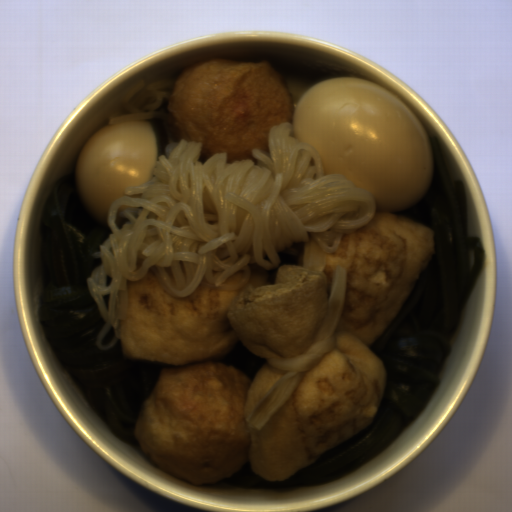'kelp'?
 <instances>
[{
	"mask_svg": "<svg viewBox=\"0 0 512 512\" xmlns=\"http://www.w3.org/2000/svg\"><path fill=\"white\" fill-rule=\"evenodd\" d=\"M426 137L432 150L428 192L408 209L391 215L434 232L436 249L398 316L369 343L386 375L372 424L348 435L285 481L258 475L248 460L228 477L230 485L280 488L323 482L367 461L396 438L434 393L485 256L478 236L468 237L462 181L452 180L437 136Z\"/></svg>",
	"mask_w": 512,
	"mask_h": 512,
	"instance_id": "1",
	"label": "kelp"
},
{
	"mask_svg": "<svg viewBox=\"0 0 512 512\" xmlns=\"http://www.w3.org/2000/svg\"><path fill=\"white\" fill-rule=\"evenodd\" d=\"M77 167L58 180L43 207V296L38 309L46 340L68 373L124 443L139 446L134 427L165 363L126 357L119 336L113 348L96 342L105 319L87 276L113 229L94 218L75 183ZM140 447V446H139Z\"/></svg>",
	"mask_w": 512,
	"mask_h": 512,
	"instance_id": "2",
	"label": "kelp"
},
{
	"mask_svg": "<svg viewBox=\"0 0 512 512\" xmlns=\"http://www.w3.org/2000/svg\"><path fill=\"white\" fill-rule=\"evenodd\" d=\"M119 335H120V320H118Z\"/></svg>",
	"mask_w": 512,
	"mask_h": 512,
	"instance_id": "3",
	"label": "kelp"
}]
</instances>
